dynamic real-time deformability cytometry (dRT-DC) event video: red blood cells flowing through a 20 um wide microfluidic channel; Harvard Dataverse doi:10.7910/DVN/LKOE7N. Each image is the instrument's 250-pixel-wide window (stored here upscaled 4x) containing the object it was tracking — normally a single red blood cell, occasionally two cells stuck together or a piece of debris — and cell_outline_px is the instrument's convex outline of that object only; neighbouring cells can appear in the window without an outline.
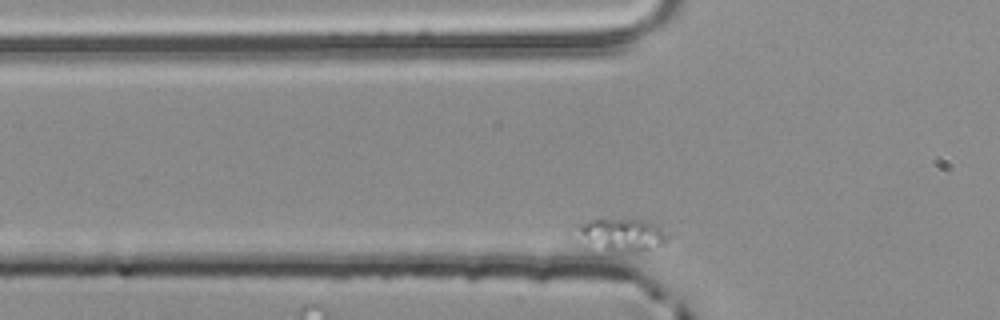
{"species": "common noctule bat (a hibernating species)", "species_latin": "Nyctalus noctula", "temperature_condition": "room temperature", "stored_images_in_passage": 34, "camera_frame_rate_fps": 3000, "um_per_image_px": 0.085, "animal": {"sex": "male", "body_mass_g": 20.4}, "frame": {"image": 1, "passage_image": 2, "time_ms": 0.333, "image_size_px": [1000, 320], "cell_outline_px": [[672, 236], [664, 244], [640, 252], [588, 252], [576, 244], [572, 240], [568, 232], [568, 228], [592, 220], [644, 220], [656, 224], [672, 232]], "centroid_in_image_um": [52.59, 20.04], "position_along_channel_um": 73.2, "area_um2": 19.77}}